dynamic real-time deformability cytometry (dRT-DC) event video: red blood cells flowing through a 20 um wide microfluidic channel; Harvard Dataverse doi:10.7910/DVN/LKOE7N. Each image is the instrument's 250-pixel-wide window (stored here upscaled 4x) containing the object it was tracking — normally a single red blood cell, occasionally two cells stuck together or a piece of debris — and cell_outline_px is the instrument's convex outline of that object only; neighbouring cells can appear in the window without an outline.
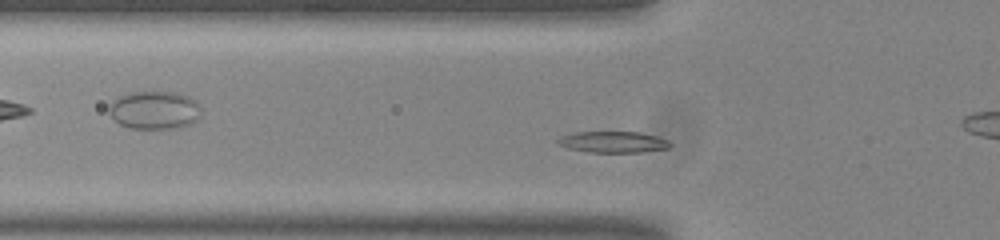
{"species": "common noctule bat (a hibernating species)", "species_latin": "Nyctalus noctula", "temperature_condition": "room temperature", "stored_images_in_passage": 41, "camera_frame_rate_fps": 3000, "um_per_image_px": 0.085, "animal": {"sex": "male", "body_mass_g": 20.0, "forearm_length_mm": 53.3}, "frame": {"image": 1, "passage_image": 3, "time_ms": 0.667, "image_size_px": [1000, 240], "cell_outline_px": [[672, 144], [668, 148], [640, 152], [588, 152], [568, 148], [560, 144], [556, 140], [560, 136], [576, 132], [640, 132], [656, 136], [668, 140]], "centroid_in_image_um": [52.12, 12.07], "position_along_channel_um": 73.7, "area_um2": 13.81}}
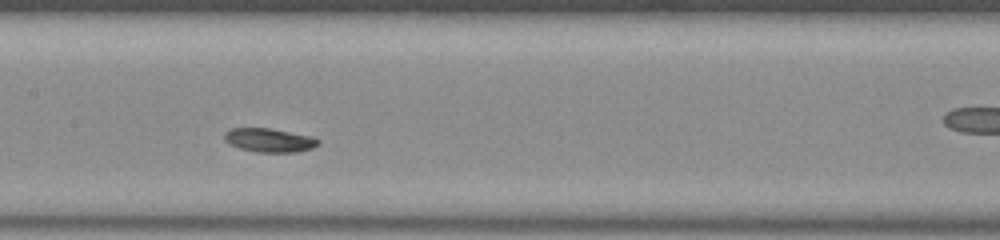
{"frame": {"image": 2, "passage_image": 12, "time_ms": 3.667, "image_size_px": [1000, 240], "cell_outline_px": [[320, 144], [312, 148], [296, 152], [256, 152], [240, 148], [228, 144], [224, 140], [224, 132], [232, 128], [272, 128], [312, 136], [320, 140]], "centroid_in_image_um": [22.89, 11.91], "position_along_channel_um": 184.5, "area_um2": 13.18}}
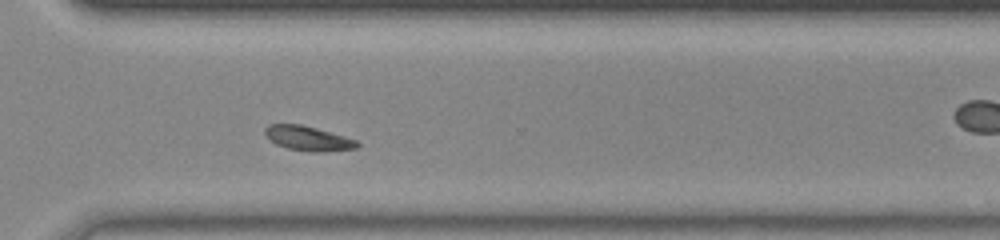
{"frame": {"image": 3, "passage_image": 25, "time_ms": 8.0, "image_size_px": [1000, 240], "cell_outline_px": [[360, 148], [320, 152], [312, 152], [288, 148], [276, 144], [264, 132], [264, 128], [268, 124], [300, 124], [316, 128], [344, 136], [356, 140], [360, 144]], "centroid_in_image_um": [26.22, 11.76], "position_along_channel_um": 344.4, "area_um2": 13.12}, "authors_computed_cell_mechanics": {"area_um2": 13.2362, "velocity_mm_per_s": 3.6858, "shape_relaxation_time_tau1_ms": 2.082, "shape_relaxation_time_tau2_ms": null, "deformation_change_tau1": 0.1022, "deformation_change_tau2": null}}